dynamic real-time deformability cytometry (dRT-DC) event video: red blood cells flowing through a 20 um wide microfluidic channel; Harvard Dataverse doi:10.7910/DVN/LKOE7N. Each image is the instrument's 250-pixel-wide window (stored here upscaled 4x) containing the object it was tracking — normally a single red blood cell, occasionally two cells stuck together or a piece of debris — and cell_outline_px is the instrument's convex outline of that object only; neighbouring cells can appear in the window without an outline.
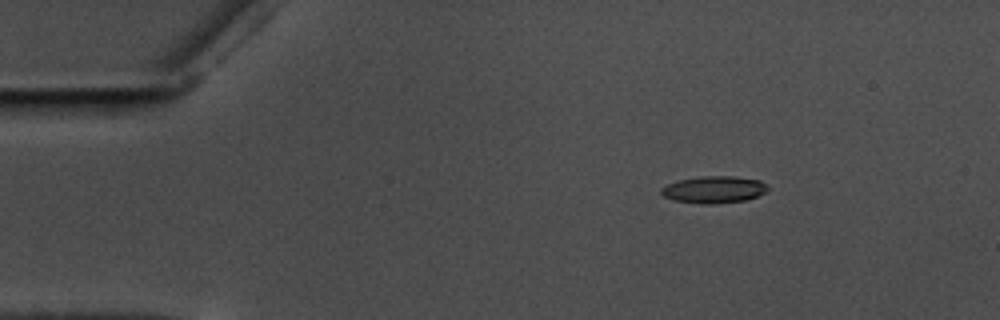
{"species": "common noctule bat (a hibernating species)", "species_latin": "Nyctalus noctula", "temperature_condition": "warm", "stored_images_in_passage": 50, "camera_frame_rate_fps": 3000, "um_per_image_px": 0.085, "animal": {"sex": "male", "body_mass_g": 17.5, "forearm_length_mm": 52.3}, "frame": {"image": 1, "passage_image": 1, "time_ms": 0.0, "image_size_px": [1000, 320], "cell_outline_px": [[768, 188], [764, 192], [756, 196], [744, 200], [712, 204], [704, 204], [672, 200], [664, 196], [660, 192], [660, 188], [668, 184], [680, 180], [700, 176], [736, 176], [760, 180]], "centroid_in_image_um": [60.65, 16.11], "position_along_channel_um": 24.4, "area_um2": 16.59}}
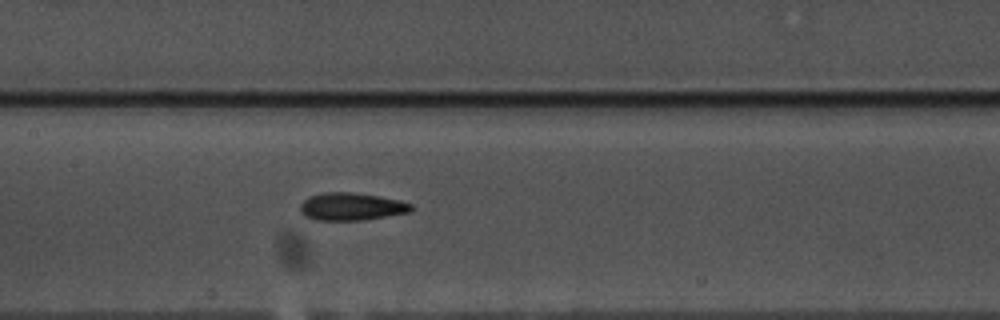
{"frame": {"image": 2, "passage_image": 20, "time_ms": 6.333, "image_size_px": [1000, 320], "cell_outline_px": [[412, 208], [408, 212], [364, 220], [316, 220], [304, 216], [300, 212], [300, 204], [308, 196], [324, 192], [352, 192], [380, 196], [400, 200], [412, 204]], "centroid_in_image_um": [29.83, 17.55], "position_along_channel_um": 177.6, "area_um2": 17.92}}
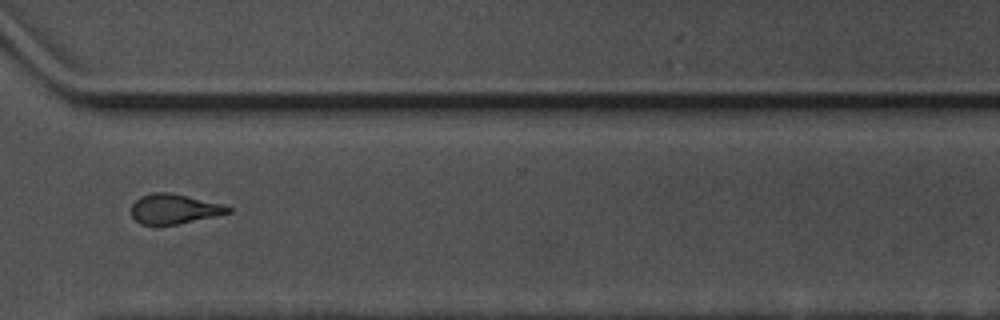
{"frame": {"image": 3, "passage_image": 35, "time_ms": 11.333, "image_size_px": [1000, 320], "cell_outline_px": [[232, 212], [176, 224], [140, 224], [132, 216], [132, 204], [140, 196], [152, 192], [168, 192], [188, 196], [224, 204], [232, 208]], "centroid_in_image_um": [14.8, 17.74], "position_along_channel_um": 355.8, "area_um2": 16.65}, "authors_computed_cell_mechanics": {"area_um2": 17.2533, "velocity_mm_per_s": 3.5644, "shape_relaxation_time_tau1_ms": 4.5911, "shape_relaxation_time_tau2_ms": 2.8065, "deformation_change_tau1": 0.149, "deformation_change_tau2": 0.0955}}